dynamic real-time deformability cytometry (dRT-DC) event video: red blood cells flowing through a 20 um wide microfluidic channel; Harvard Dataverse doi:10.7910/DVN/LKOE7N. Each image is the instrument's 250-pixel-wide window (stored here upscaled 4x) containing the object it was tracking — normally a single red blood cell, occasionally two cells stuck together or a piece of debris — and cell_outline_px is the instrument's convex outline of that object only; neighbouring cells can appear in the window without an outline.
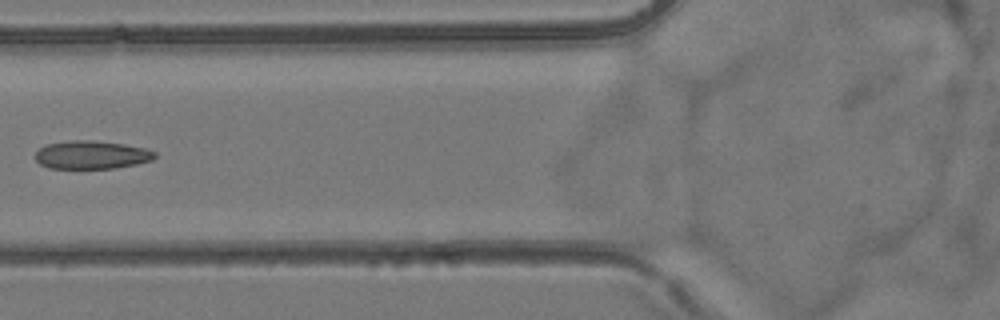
{"species": "common noctule bat (a hibernating species)", "species_latin": "Nyctalus noctula", "temperature_condition": "room temperature", "stored_images_in_passage": 7, "camera_frame_rate_fps": 3000, "um_per_image_px": 0.085, "animal": {"sex": "female", "body_mass_g": 24.6, "forearm_length_mm": 56.2}, "frame": {"image": 1, "passage_image": 7, "time_ms": 7.667, "image_size_px": [1000, 320], "cell_outline_px": [[156, 156], [152, 160], [136, 164], [116, 168], [48, 168], [40, 164], [36, 160], [36, 152], [44, 144], [72, 140], [92, 140], [124, 144], [144, 148], [156, 152]], "centroid_in_image_um": [7.77, 13.16], "position_along_channel_um": 118.0, "area_um2": 19.65}}